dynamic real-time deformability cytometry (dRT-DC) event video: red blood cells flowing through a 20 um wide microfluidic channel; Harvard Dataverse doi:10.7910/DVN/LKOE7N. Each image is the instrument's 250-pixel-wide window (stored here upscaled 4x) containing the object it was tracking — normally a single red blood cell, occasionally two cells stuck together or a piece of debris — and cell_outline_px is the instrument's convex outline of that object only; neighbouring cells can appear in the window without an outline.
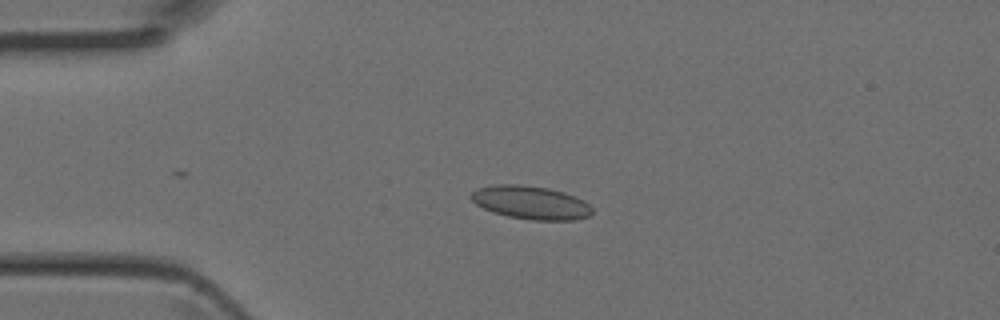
{"species": "Egyptian fruit bat (a non-hibernating species)", "species_latin": "Rousettus aegyptiacus", "temperature_condition": "room temperature", "stored_images_in_passage": 4, "camera_frame_rate_fps": 3000, "um_per_image_px": 0.085, "animal": {"sex": "female"}, "frame": {"image": 1, "passage_image": 3, "time_ms": 0.667, "image_size_px": [1000, 320], "cell_outline_px": [[592, 212], [588, 216], [576, 220], [532, 220], [508, 216], [492, 212], [476, 204], [468, 196], [476, 188], [496, 184], [520, 184], [548, 188], [564, 192], [584, 200], [592, 208]], "centroid_in_image_um": [45.09, 17.21], "position_along_channel_um": 39.9, "area_um2": 23.58}}
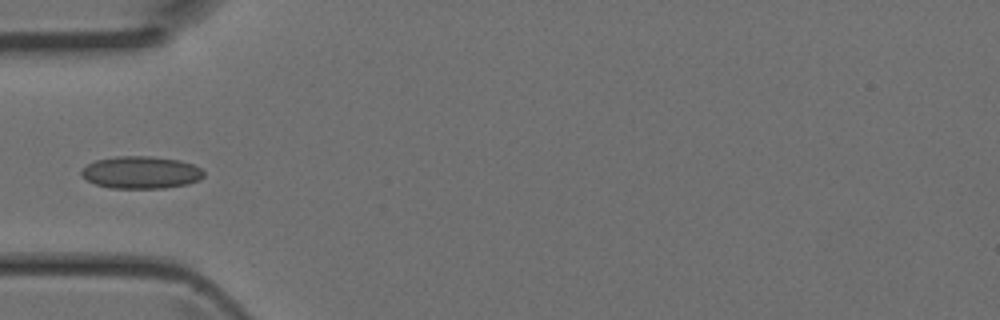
{"frame": {"image": 2, "passage_image": 4, "time_ms": 1.0, "image_size_px": [1000, 320], "cell_outline_px": [[204, 176], [200, 180], [188, 184], [164, 188], [112, 188], [96, 184], [80, 176], [80, 168], [96, 160], [116, 156], [152, 156], [180, 160], [192, 164], [200, 168], [204, 172]], "centroid_in_image_um": [11.98, 14.65], "position_along_channel_um": 73.0, "area_um2": 23.24}}